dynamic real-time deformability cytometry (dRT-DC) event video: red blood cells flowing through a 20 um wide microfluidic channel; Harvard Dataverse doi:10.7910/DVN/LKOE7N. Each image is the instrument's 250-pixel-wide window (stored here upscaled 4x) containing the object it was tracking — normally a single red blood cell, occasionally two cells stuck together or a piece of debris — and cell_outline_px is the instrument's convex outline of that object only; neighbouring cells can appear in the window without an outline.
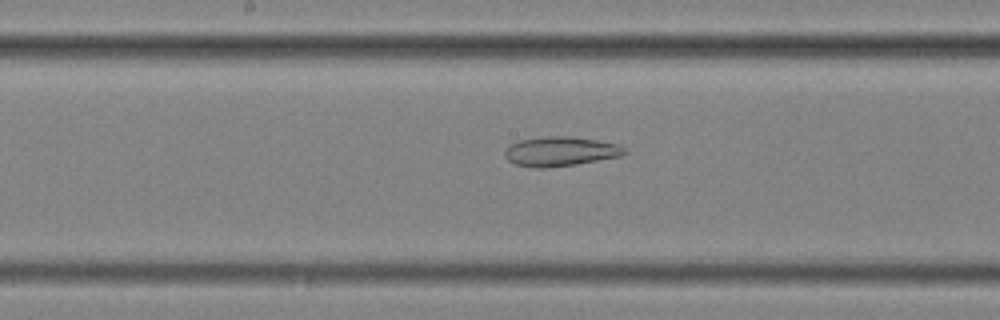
{"species": "common noctule bat (a hibernating species)", "species_latin": "Nyctalus noctula", "temperature_condition": "cold", "stored_images_in_passage": 57, "camera_frame_rate_fps": 3000, "um_per_image_px": 0.085, "animal": {"sex": "female", "body_mass_g": 25.1}, "frame": {"image": 1, "passage_image": 30, "time_ms": 9.667, "image_size_px": [1000, 320], "cell_outline_px": [[628, 152], [620, 156], [576, 164], [544, 168], [536, 168], [516, 164], [508, 160], [504, 156], [504, 152], [512, 144], [520, 140], [544, 136], [568, 136], [600, 140], [620, 144]], "centroid_in_image_um": [47.66, 12.86], "position_along_channel_um": 200.5, "area_um2": 20.52}}
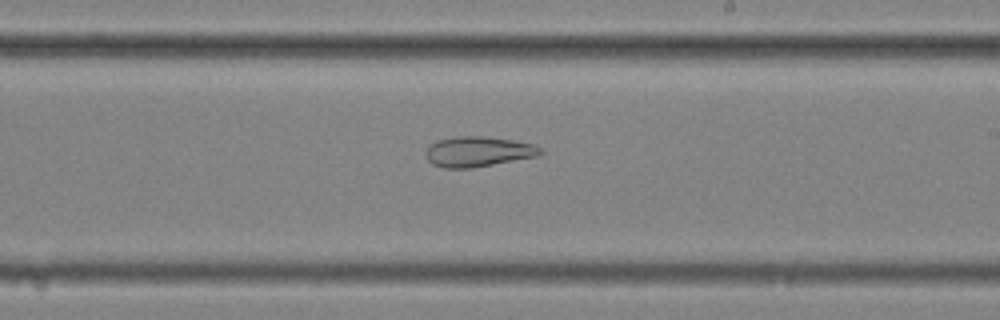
{"frame": {"image": 2, "passage_image": 34, "time_ms": 11.0, "image_size_px": [1000, 320], "cell_outline_px": [[544, 152], [540, 156], [468, 168], [444, 168], [432, 164], [428, 160], [424, 152], [436, 140], [456, 136], [484, 136], [512, 140], [536, 144]], "centroid_in_image_um": [40.66, 12.88], "position_along_channel_um": 248.3, "area_um2": 20.23}}
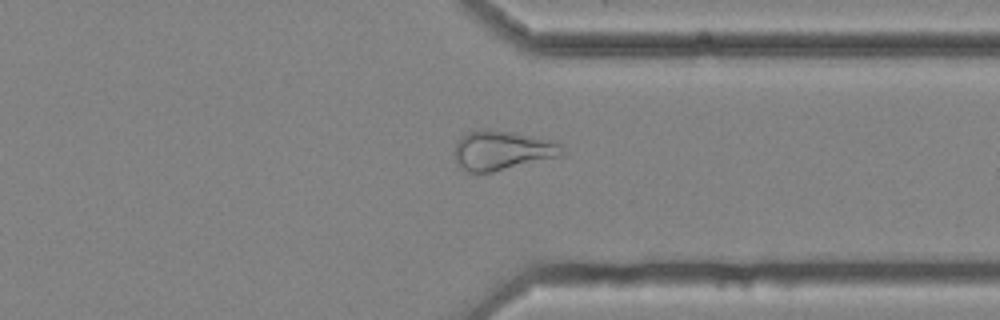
{"frame": {"image": 3, "passage_image": 44, "time_ms": 14.333, "image_size_px": [1000, 320], "cell_outline_px": [[568, 152], [560, 156], [492, 172], [468, 172], [456, 164], [452, 152], [460, 136], [468, 132], [484, 128], [512, 132], [556, 140], [564, 144]], "centroid_in_image_um": [42.72, 12.76], "position_along_channel_um": 368.7, "area_um2": 25.32}, "authors_computed_cell_mechanics": {"area_um2": 28.033, "velocity_mm_per_s": 3.5938, "shape_relaxation_time_tau1_ms": null, "shape_relaxation_time_tau2_ms": 5.2303, "deformation_change_tau1": null, "deformation_change_tau2": 0.1388}}